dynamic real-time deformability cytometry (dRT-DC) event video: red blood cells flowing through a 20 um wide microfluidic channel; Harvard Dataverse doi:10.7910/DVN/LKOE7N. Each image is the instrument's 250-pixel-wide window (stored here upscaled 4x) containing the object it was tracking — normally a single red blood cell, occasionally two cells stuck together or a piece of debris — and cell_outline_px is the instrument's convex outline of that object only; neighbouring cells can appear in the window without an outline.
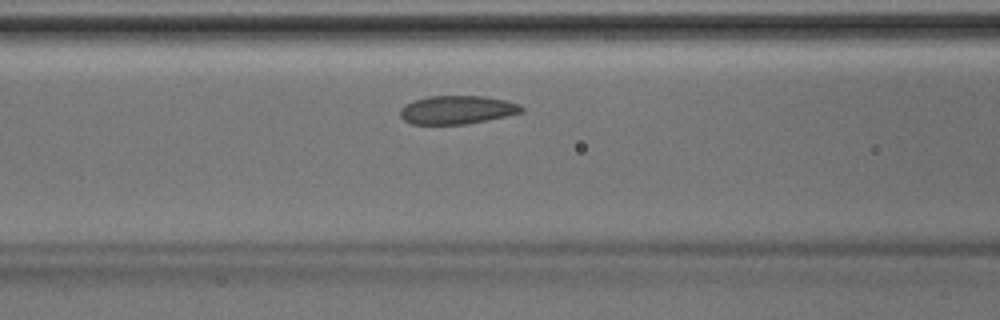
{"species": "Egyptian fruit bat (a non-hibernating species)", "species_latin": "Rousettus aegyptiacus", "temperature_condition": "room temperature", "stored_images_in_passage": 37, "camera_frame_rate_fps": 3000, "um_per_image_px": 0.085, "animal": {"sex": "male"}, "frame": {"image": 1, "passage_image": 10, "time_ms": 3.0, "image_size_px": [1000, 320], "cell_outline_px": [[524, 112], [488, 120], [464, 124], [412, 124], [404, 120], [400, 116], [400, 108], [404, 104], [412, 100], [428, 96], [484, 96], [508, 100], [520, 104], [524, 108]], "centroid_in_image_um": [38.86, 9.33], "position_along_channel_um": 127.7, "area_um2": 20.35}}
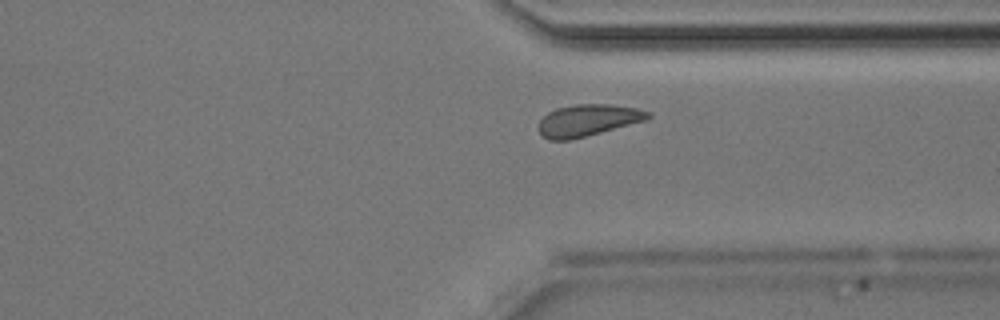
{"frame": {"image": 2, "passage_image": 26, "time_ms": 8.333, "image_size_px": [1000, 320], "cell_outline_px": [[652, 116], [648, 120], [568, 140], [548, 140], [540, 136], [536, 128], [540, 120], [548, 112], [556, 108], [572, 104], [612, 104], [636, 108], [652, 112]], "centroid_in_image_um": [49.94, 10.22], "position_along_channel_um": 361.5, "area_um2": 20.52}}
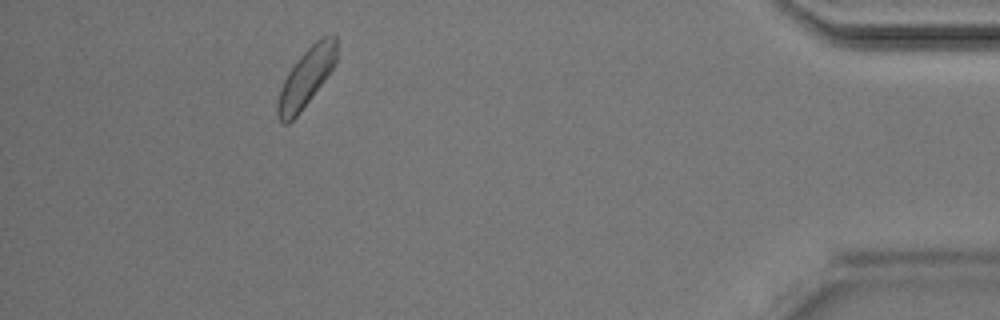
{"frame": {"image": 3, "passage_image": 33, "time_ms": 10.667, "image_size_px": [1000, 320], "cell_outline_px": [[336, 60], [332, 68], [324, 80], [300, 112], [288, 124], [284, 124], [280, 120], [276, 112], [276, 104], [280, 88], [288, 72], [296, 60], [320, 36], [336, 36]], "centroid_in_image_um": [25.99, 6.61], "position_along_channel_um": 409.2, "area_um2": 19.77}}